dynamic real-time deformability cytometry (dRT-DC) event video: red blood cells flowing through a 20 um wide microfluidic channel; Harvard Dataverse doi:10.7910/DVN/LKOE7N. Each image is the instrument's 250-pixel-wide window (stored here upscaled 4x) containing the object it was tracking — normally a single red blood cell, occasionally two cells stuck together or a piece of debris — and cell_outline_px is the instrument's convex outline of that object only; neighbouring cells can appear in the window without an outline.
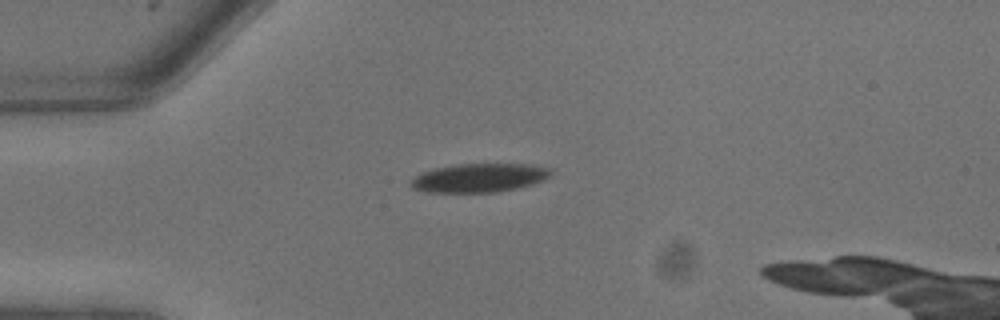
{"species": "common noctule bat (a hibernating species)", "species_latin": "Nyctalus noctula", "temperature_condition": "warm", "stored_images_in_passage": 2, "camera_frame_rate_fps": 3000, "um_per_image_px": 0.085, "animal": {"sex": "male", "body_mass_g": 13.3}, "frame": {"image": 1, "passage_image": 1, "time_ms": 0.0, "image_size_px": [1000, 320], "cell_outline_px": [[552, 176], [544, 180], [532, 184], [516, 188], [496, 192], [428, 192], [412, 188], [408, 184], [408, 180], [420, 172], [432, 168], [456, 164], [532, 164], [552, 168]], "centroid_in_image_um": [40.71, 15.1], "position_along_channel_um": 44.3, "area_um2": 23.87}}